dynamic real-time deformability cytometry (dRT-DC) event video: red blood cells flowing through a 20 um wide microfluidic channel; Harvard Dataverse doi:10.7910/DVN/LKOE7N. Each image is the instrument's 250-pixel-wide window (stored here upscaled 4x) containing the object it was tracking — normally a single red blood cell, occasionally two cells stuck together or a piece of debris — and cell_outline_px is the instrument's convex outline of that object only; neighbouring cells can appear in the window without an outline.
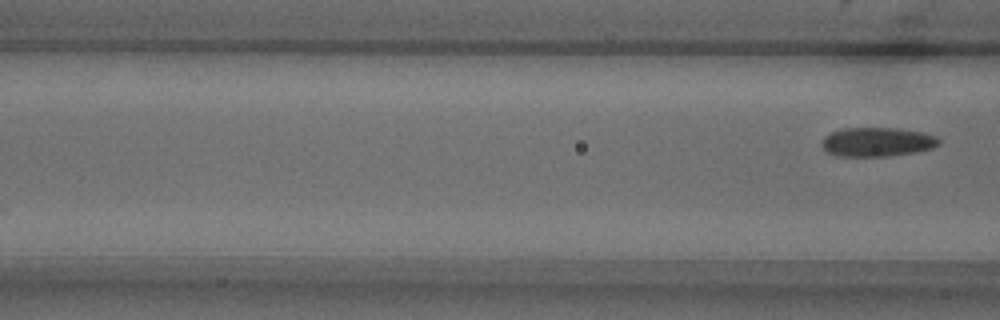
{"species": "common noctule bat (a hibernating species)", "species_latin": "Nyctalus noctula", "temperature_condition": "warm", "stored_images_in_passage": 3, "camera_frame_rate_fps": 3000, "um_per_image_px": 0.085, "animal": {"sex": "male", "body_mass_g": 18.8}, "frame": {"image": 1, "passage_image": 3, "time_ms": 2.667, "image_size_px": [1000, 320], "cell_outline_px": [[940, 144], [932, 148], [916, 152], [888, 156], [836, 156], [828, 152], [820, 144], [820, 140], [824, 136], [832, 132], [844, 128], [896, 128], [920, 132], [936, 136], [940, 140]], "centroid_in_image_um": [74.54, 12.07], "position_along_channel_um": 92.1, "area_um2": 19.88}}